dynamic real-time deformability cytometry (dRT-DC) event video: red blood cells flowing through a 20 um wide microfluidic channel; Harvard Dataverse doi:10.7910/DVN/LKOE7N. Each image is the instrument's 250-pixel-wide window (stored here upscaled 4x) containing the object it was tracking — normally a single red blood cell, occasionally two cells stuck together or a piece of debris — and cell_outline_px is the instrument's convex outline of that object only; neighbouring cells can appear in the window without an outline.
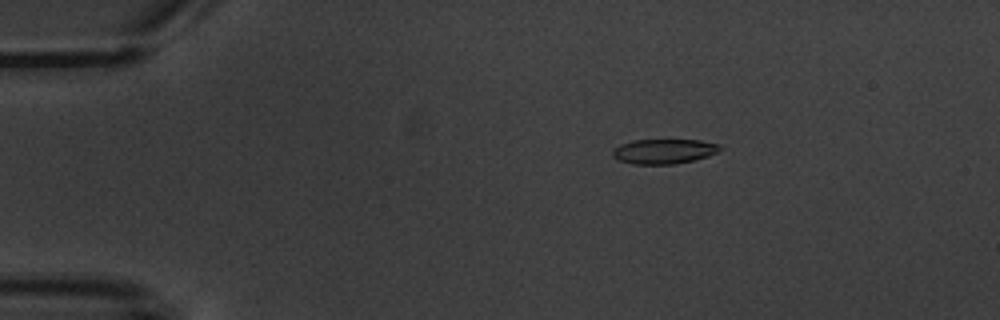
{"species": "common noctule bat (a hibernating species)", "species_latin": "Nyctalus noctula", "temperature_condition": "warm", "stored_images_in_passage": 5, "camera_frame_rate_fps": 3000, "um_per_image_px": 0.085, "animal": {"sex": "male", "body_mass_g": 20.1, "forearm_length_mm": 53.5}, "frame": {"image": 1, "passage_image": 3, "time_ms": 2.333, "image_size_px": [1000, 320], "cell_outline_px": [[724, 148], [708, 156], [676, 164], [632, 164], [620, 160], [612, 156], [612, 152], [620, 144], [636, 140], [700, 140], [720, 144]], "centroid_in_image_um": [56.46, 12.86], "position_along_channel_um": 28.5, "area_um2": 15.43}}